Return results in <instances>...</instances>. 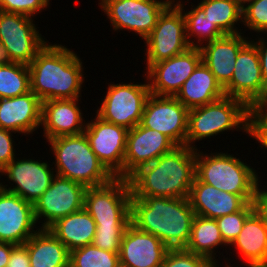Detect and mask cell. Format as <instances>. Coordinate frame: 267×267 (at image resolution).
Masks as SVG:
<instances>
[{
	"mask_svg": "<svg viewBox=\"0 0 267 267\" xmlns=\"http://www.w3.org/2000/svg\"><path fill=\"white\" fill-rule=\"evenodd\" d=\"M196 149L176 146L154 162L140 166L128 181L133 197L188 198L195 178Z\"/></svg>",
	"mask_w": 267,
	"mask_h": 267,
	"instance_id": "1",
	"label": "cell"
},
{
	"mask_svg": "<svg viewBox=\"0 0 267 267\" xmlns=\"http://www.w3.org/2000/svg\"><path fill=\"white\" fill-rule=\"evenodd\" d=\"M28 66L30 91L42 102L80 97L83 65L69 48L47 43Z\"/></svg>",
	"mask_w": 267,
	"mask_h": 267,
	"instance_id": "2",
	"label": "cell"
},
{
	"mask_svg": "<svg viewBox=\"0 0 267 267\" xmlns=\"http://www.w3.org/2000/svg\"><path fill=\"white\" fill-rule=\"evenodd\" d=\"M131 223L160 239L169 249H185L194 210L188 198L133 197Z\"/></svg>",
	"mask_w": 267,
	"mask_h": 267,
	"instance_id": "3",
	"label": "cell"
},
{
	"mask_svg": "<svg viewBox=\"0 0 267 267\" xmlns=\"http://www.w3.org/2000/svg\"><path fill=\"white\" fill-rule=\"evenodd\" d=\"M55 156L56 175L88 187L109 183L115 178L91 149L85 133L47 140Z\"/></svg>",
	"mask_w": 267,
	"mask_h": 267,
	"instance_id": "4",
	"label": "cell"
},
{
	"mask_svg": "<svg viewBox=\"0 0 267 267\" xmlns=\"http://www.w3.org/2000/svg\"><path fill=\"white\" fill-rule=\"evenodd\" d=\"M196 148L195 176L220 191L240 195L247 203L254 202L258 175L250 166L228 153L202 154Z\"/></svg>",
	"mask_w": 267,
	"mask_h": 267,
	"instance_id": "5",
	"label": "cell"
},
{
	"mask_svg": "<svg viewBox=\"0 0 267 267\" xmlns=\"http://www.w3.org/2000/svg\"><path fill=\"white\" fill-rule=\"evenodd\" d=\"M249 111L242 100L226 95L204 106L189 109L186 146L196 149L192 145L195 141L233 128L247 133Z\"/></svg>",
	"mask_w": 267,
	"mask_h": 267,
	"instance_id": "6",
	"label": "cell"
},
{
	"mask_svg": "<svg viewBox=\"0 0 267 267\" xmlns=\"http://www.w3.org/2000/svg\"><path fill=\"white\" fill-rule=\"evenodd\" d=\"M84 208L96 225L128 226L131 222L128 178L115 177L107 184L86 188Z\"/></svg>",
	"mask_w": 267,
	"mask_h": 267,
	"instance_id": "7",
	"label": "cell"
},
{
	"mask_svg": "<svg viewBox=\"0 0 267 267\" xmlns=\"http://www.w3.org/2000/svg\"><path fill=\"white\" fill-rule=\"evenodd\" d=\"M173 0L160 14L152 32L144 39L148 69L152 64L182 54L190 48L185 18Z\"/></svg>",
	"mask_w": 267,
	"mask_h": 267,
	"instance_id": "8",
	"label": "cell"
},
{
	"mask_svg": "<svg viewBox=\"0 0 267 267\" xmlns=\"http://www.w3.org/2000/svg\"><path fill=\"white\" fill-rule=\"evenodd\" d=\"M149 84H111L96 115L102 120L132 129L141 121Z\"/></svg>",
	"mask_w": 267,
	"mask_h": 267,
	"instance_id": "9",
	"label": "cell"
},
{
	"mask_svg": "<svg viewBox=\"0 0 267 267\" xmlns=\"http://www.w3.org/2000/svg\"><path fill=\"white\" fill-rule=\"evenodd\" d=\"M173 0H101L113 30L128 29L145 39L154 29L158 17Z\"/></svg>",
	"mask_w": 267,
	"mask_h": 267,
	"instance_id": "10",
	"label": "cell"
},
{
	"mask_svg": "<svg viewBox=\"0 0 267 267\" xmlns=\"http://www.w3.org/2000/svg\"><path fill=\"white\" fill-rule=\"evenodd\" d=\"M189 109L175 96L150 94L140 125L167 136L176 146L186 145Z\"/></svg>",
	"mask_w": 267,
	"mask_h": 267,
	"instance_id": "11",
	"label": "cell"
},
{
	"mask_svg": "<svg viewBox=\"0 0 267 267\" xmlns=\"http://www.w3.org/2000/svg\"><path fill=\"white\" fill-rule=\"evenodd\" d=\"M0 43L8 50L13 63L29 65L47 44L32 17L0 11Z\"/></svg>",
	"mask_w": 267,
	"mask_h": 267,
	"instance_id": "12",
	"label": "cell"
},
{
	"mask_svg": "<svg viewBox=\"0 0 267 267\" xmlns=\"http://www.w3.org/2000/svg\"><path fill=\"white\" fill-rule=\"evenodd\" d=\"M85 191L84 185L55 175L50 186L33 204L36 223L43 217L45 220L40 228H48L56 220L82 210Z\"/></svg>",
	"mask_w": 267,
	"mask_h": 267,
	"instance_id": "13",
	"label": "cell"
},
{
	"mask_svg": "<svg viewBox=\"0 0 267 267\" xmlns=\"http://www.w3.org/2000/svg\"><path fill=\"white\" fill-rule=\"evenodd\" d=\"M258 50L248 41L237 54L231 81L224 87L226 96L242 100L254 108L266 94Z\"/></svg>",
	"mask_w": 267,
	"mask_h": 267,
	"instance_id": "14",
	"label": "cell"
},
{
	"mask_svg": "<svg viewBox=\"0 0 267 267\" xmlns=\"http://www.w3.org/2000/svg\"><path fill=\"white\" fill-rule=\"evenodd\" d=\"M86 122L85 135L99 161L114 176L123 178L128 131L124 126L102 120L97 115Z\"/></svg>",
	"mask_w": 267,
	"mask_h": 267,
	"instance_id": "15",
	"label": "cell"
},
{
	"mask_svg": "<svg viewBox=\"0 0 267 267\" xmlns=\"http://www.w3.org/2000/svg\"><path fill=\"white\" fill-rule=\"evenodd\" d=\"M201 61L200 48L190 47L182 54L152 64L146 72L150 94L176 96Z\"/></svg>",
	"mask_w": 267,
	"mask_h": 267,
	"instance_id": "16",
	"label": "cell"
},
{
	"mask_svg": "<svg viewBox=\"0 0 267 267\" xmlns=\"http://www.w3.org/2000/svg\"><path fill=\"white\" fill-rule=\"evenodd\" d=\"M50 164L33 159L14 158L1 171V175L7 174L8 181L15 183L12 188H6L0 183V188L11 192L34 204L45 190L50 186L55 174Z\"/></svg>",
	"mask_w": 267,
	"mask_h": 267,
	"instance_id": "17",
	"label": "cell"
},
{
	"mask_svg": "<svg viewBox=\"0 0 267 267\" xmlns=\"http://www.w3.org/2000/svg\"><path fill=\"white\" fill-rule=\"evenodd\" d=\"M35 224L33 204L0 188V242L24 244L37 232Z\"/></svg>",
	"mask_w": 267,
	"mask_h": 267,
	"instance_id": "18",
	"label": "cell"
},
{
	"mask_svg": "<svg viewBox=\"0 0 267 267\" xmlns=\"http://www.w3.org/2000/svg\"><path fill=\"white\" fill-rule=\"evenodd\" d=\"M176 145L164 134L136 125L129 129L123 163V178H128L140 166L149 164L170 152Z\"/></svg>",
	"mask_w": 267,
	"mask_h": 267,
	"instance_id": "19",
	"label": "cell"
},
{
	"mask_svg": "<svg viewBox=\"0 0 267 267\" xmlns=\"http://www.w3.org/2000/svg\"><path fill=\"white\" fill-rule=\"evenodd\" d=\"M168 250L160 239L130 222L121 239L120 267H161Z\"/></svg>",
	"mask_w": 267,
	"mask_h": 267,
	"instance_id": "20",
	"label": "cell"
},
{
	"mask_svg": "<svg viewBox=\"0 0 267 267\" xmlns=\"http://www.w3.org/2000/svg\"><path fill=\"white\" fill-rule=\"evenodd\" d=\"M76 99H55L42 102L41 125L47 140L85 131L86 123ZM84 121V123H83Z\"/></svg>",
	"mask_w": 267,
	"mask_h": 267,
	"instance_id": "21",
	"label": "cell"
},
{
	"mask_svg": "<svg viewBox=\"0 0 267 267\" xmlns=\"http://www.w3.org/2000/svg\"><path fill=\"white\" fill-rule=\"evenodd\" d=\"M42 101L32 92L0 99V128L30 134L41 125Z\"/></svg>",
	"mask_w": 267,
	"mask_h": 267,
	"instance_id": "22",
	"label": "cell"
},
{
	"mask_svg": "<svg viewBox=\"0 0 267 267\" xmlns=\"http://www.w3.org/2000/svg\"><path fill=\"white\" fill-rule=\"evenodd\" d=\"M188 200L195 215L212 219L236 213L247 204L240 195L220 191L212 185L201 182L196 176Z\"/></svg>",
	"mask_w": 267,
	"mask_h": 267,
	"instance_id": "23",
	"label": "cell"
},
{
	"mask_svg": "<svg viewBox=\"0 0 267 267\" xmlns=\"http://www.w3.org/2000/svg\"><path fill=\"white\" fill-rule=\"evenodd\" d=\"M241 34H226L199 47L202 62L223 88L231 81L239 50L249 41Z\"/></svg>",
	"mask_w": 267,
	"mask_h": 267,
	"instance_id": "24",
	"label": "cell"
},
{
	"mask_svg": "<svg viewBox=\"0 0 267 267\" xmlns=\"http://www.w3.org/2000/svg\"><path fill=\"white\" fill-rule=\"evenodd\" d=\"M225 96L224 88L201 61L183 83L176 98L188 109L204 106Z\"/></svg>",
	"mask_w": 267,
	"mask_h": 267,
	"instance_id": "25",
	"label": "cell"
},
{
	"mask_svg": "<svg viewBox=\"0 0 267 267\" xmlns=\"http://www.w3.org/2000/svg\"><path fill=\"white\" fill-rule=\"evenodd\" d=\"M48 230L71 252L93 243L96 223L83 208L78 212L56 220L48 227Z\"/></svg>",
	"mask_w": 267,
	"mask_h": 267,
	"instance_id": "26",
	"label": "cell"
},
{
	"mask_svg": "<svg viewBox=\"0 0 267 267\" xmlns=\"http://www.w3.org/2000/svg\"><path fill=\"white\" fill-rule=\"evenodd\" d=\"M24 244L31 267H69L70 252L48 228H38Z\"/></svg>",
	"mask_w": 267,
	"mask_h": 267,
	"instance_id": "27",
	"label": "cell"
},
{
	"mask_svg": "<svg viewBox=\"0 0 267 267\" xmlns=\"http://www.w3.org/2000/svg\"><path fill=\"white\" fill-rule=\"evenodd\" d=\"M231 245L240 251L245 264L267 262V225L255 210L246 218Z\"/></svg>",
	"mask_w": 267,
	"mask_h": 267,
	"instance_id": "28",
	"label": "cell"
},
{
	"mask_svg": "<svg viewBox=\"0 0 267 267\" xmlns=\"http://www.w3.org/2000/svg\"><path fill=\"white\" fill-rule=\"evenodd\" d=\"M222 244L227 245L222 238L216 219L195 215L185 250L217 262L214 257L215 248H219L220 245L222 247Z\"/></svg>",
	"mask_w": 267,
	"mask_h": 267,
	"instance_id": "29",
	"label": "cell"
},
{
	"mask_svg": "<svg viewBox=\"0 0 267 267\" xmlns=\"http://www.w3.org/2000/svg\"><path fill=\"white\" fill-rule=\"evenodd\" d=\"M198 5L225 35L241 33L234 24L242 22V9L234 0H202Z\"/></svg>",
	"mask_w": 267,
	"mask_h": 267,
	"instance_id": "30",
	"label": "cell"
},
{
	"mask_svg": "<svg viewBox=\"0 0 267 267\" xmlns=\"http://www.w3.org/2000/svg\"><path fill=\"white\" fill-rule=\"evenodd\" d=\"M176 5L182 10L185 18V28H186V39L190 47H201L205 43L204 41L211 42L215 39H218L225 34L208 18L205 17V12L203 9L197 5L191 11H186L184 13V6L181 4V1H177ZM198 38L196 43L190 39V37ZM203 41V42H202Z\"/></svg>",
	"mask_w": 267,
	"mask_h": 267,
	"instance_id": "31",
	"label": "cell"
},
{
	"mask_svg": "<svg viewBox=\"0 0 267 267\" xmlns=\"http://www.w3.org/2000/svg\"><path fill=\"white\" fill-rule=\"evenodd\" d=\"M30 92L29 66L12 63L0 65V99L13 98Z\"/></svg>",
	"mask_w": 267,
	"mask_h": 267,
	"instance_id": "32",
	"label": "cell"
},
{
	"mask_svg": "<svg viewBox=\"0 0 267 267\" xmlns=\"http://www.w3.org/2000/svg\"><path fill=\"white\" fill-rule=\"evenodd\" d=\"M69 267H120L119 252L86 245L70 252Z\"/></svg>",
	"mask_w": 267,
	"mask_h": 267,
	"instance_id": "33",
	"label": "cell"
},
{
	"mask_svg": "<svg viewBox=\"0 0 267 267\" xmlns=\"http://www.w3.org/2000/svg\"><path fill=\"white\" fill-rule=\"evenodd\" d=\"M255 210L254 203H247L240 211L216 218L224 242L231 246L242 230L246 218Z\"/></svg>",
	"mask_w": 267,
	"mask_h": 267,
	"instance_id": "34",
	"label": "cell"
},
{
	"mask_svg": "<svg viewBox=\"0 0 267 267\" xmlns=\"http://www.w3.org/2000/svg\"><path fill=\"white\" fill-rule=\"evenodd\" d=\"M217 263L185 249H169L161 267H219Z\"/></svg>",
	"mask_w": 267,
	"mask_h": 267,
	"instance_id": "35",
	"label": "cell"
},
{
	"mask_svg": "<svg viewBox=\"0 0 267 267\" xmlns=\"http://www.w3.org/2000/svg\"><path fill=\"white\" fill-rule=\"evenodd\" d=\"M242 22L250 30L267 33V0H254L242 9Z\"/></svg>",
	"mask_w": 267,
	"mask_h": 267,
	"instance_id": "36",
	"label": "cell"
},
{
	"mask_svg": "<svg viewBox=\"0 0 267 267\" xmlns=\"http://www.w3.org/2000/svg\"><path fill=\"white\" fill-rule=\"evenodd\" d=\"M127 226H102L96 225L93 245L100 249L119 252L121 239Z\"/></svg>",
	"mask_w": 267,
	"mask_h": 267,
	"instance_id": "37",
	"label": "cell"
},
{
	"mask_svg": "<svg viewBox=\"0 0 267 267\" xmlns=\"http://www.w3.org/2000/svg\"><path fill=\"white\" fill-rule=\"evenodd\" d=\"M49 4V0H0V11L34 17Z\"/></svg>",
	"mask_w": 267,
	"mask_h": 267,
	"instance_id": "38",
	"label": "cell"
},
{
	"mask_svg": "<svg viewBox=\"0 0 267 267\" xmlns=\"http://www.w3.org/2000/svg\"><path fill=\"white\" fill-rule=\"evenodd\" d=\"M247 133L255 138L267 149V120L264 119L254 108H251L248 115Z\"/></svg>",
	"mask_w": 267,
	"mask_h": 267,
	"instance_id": "39",
	"label": "cell"
},
{
	"mask_svg": "<svg viewBox=\"0 0 267 267\" xmlns=\"http://www.w3.org/2000/svg\"><path fill=\"white\" fill-rule=\"evenodd\" d=\"M13 131L0 128V171L15 157L13 146Z\"/></svg>",
	"mask_w": 267,
	"mask_h": 267,
	"instance_id": "40",
	"label": "cell"
},
{
	"mask_svg": "<svg viewBox=\"0 0 267 267\" xmlns=\"http://www.w3.org/2000/svg\"><path fill=\"white\" fill-rule=\"evenodd\" d=\"M7 267H31L28 250L25 244L13 246Z\"/></svg>",
	"mask_w": 267,
	"mask_h": 267,
	"instance_id": "41",
	"label": "cell"
},
{
	"mask_svg": "<svg viewBox=\"0 0 267 267\" xmlns=\"http://www.w3.org/2000/svg\"><path fill=\"white\" fill-rule=\"evenodd\" d=\"M257 185L255 196H254V207L255 211L262 217L264 223L267 225V190L259 188Z\"/></svg>",
	"mask_w": 267,
	"mask_h": 267,
	"instance_id": "42",
	"label": "cell"
},
{
	"mask_svg": "<svg viewBox=\"0 0 267 267\" xmlns=\"http://www.w3.org/2000/svg\"><path fill=\"white\" fill-rule=\"evenodd\" d=\"M259 41H252L258 50L260 65H261V73L264 81V85L267 87V40L258 39Z\"/></svg>",
	"mask_w": 267,
	"mask_h": 267,
	"instance_id": "43",
	"label": "cell"
},
{
	"mask_svg": "<svg viewBox=\"0 0 267 267\" xmlns=\"http://www.w3.org/2000/svg\"><path fill=\"white\" fill-rule=\"evenodd\" d=\"M14 244L0 242V267H7Z\"/></svg>",
	"mask_w": 267,
	"mask_h": 267,
	"instance_id": "44",
	"label": "cell"
},
{
	"mask_svg": "<svg viewBox=\"0 0 267 267\" xmlns=\"http://www.w3.org/2000/svg\"><path fill=\"white\" fill-rule=\"evenodd\" d=\"M254 109L267 120V91L262 100L254 107Z\"/></svg>",
	"mask_w": 267,
	"mask_h": 267,
	"instance_id": "45",
	"label": "cell"
},
{
	"mask_svg": "<svg viewBox=\"0 0 267 267\" xmlns=\"http://www.w3.org/2000/svg\"><path fill=\"white\" fill-rule=\"evenodd\" d=\"M12 63L13 61L10 58L7 48L0 43V65H9Z\"/></svg>",
	"mask_w": 267,
	"mask_h": 267,
	"instance_id": "46",
	"label": "cell"
},
{
	"mask_svg": "<svg viewBox=\"0 0 267 267\" xmlns=\"http://www.w3.org/2000/svg\"><path fill=\"white\" fill-rule=\"evenodd\" d=\"M246 265V267H267V262L248 263ZM225 267H231V265H228L227 263Z\"/></svg>",
	"mask_w": 267,
	"mask_h": 267,
	"instance_id": "47",
	"label": "cell"
},
{
	"mask_svg": "<svg viewBox=\"0 0 267 267\" xmlns=\"http://www.w3.org/2000/svg\"><path fill=\"white\" fill-rule=\"evenodd\" d=\"M237 5L241 8V9H244L245 8V4H250L252 3L254 0H234Z\"/></svg>",
	"mask_w": 267,
	"mask_h": 267,
	"instance_id": "48",
	"label": "cell"
}]
</instances>
